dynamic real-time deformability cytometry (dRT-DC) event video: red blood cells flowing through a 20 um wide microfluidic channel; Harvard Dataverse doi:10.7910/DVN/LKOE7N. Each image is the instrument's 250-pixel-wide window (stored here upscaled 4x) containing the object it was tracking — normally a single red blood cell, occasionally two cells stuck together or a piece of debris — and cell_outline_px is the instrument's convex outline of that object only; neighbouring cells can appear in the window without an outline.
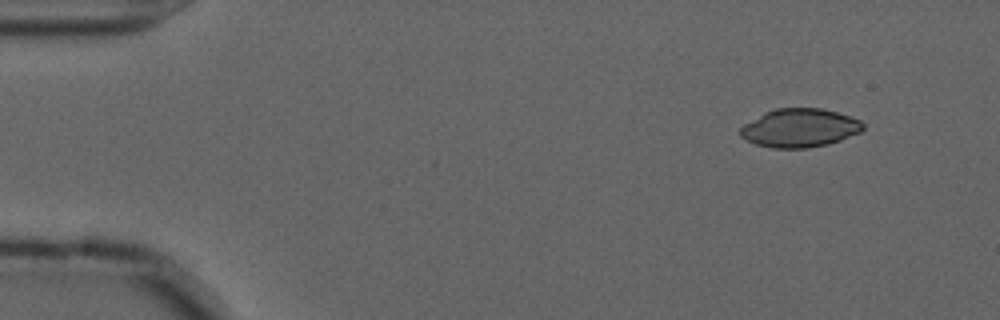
{"species": "common noctule bat (a hibernating species)", "species_latin": "Nyctalus noctula", "temperature_condition": "cold", "stored_images_in_passage": 16, "camera_frame_rate_fps": 3000, "um_per_image_px": 0.085, "animal": {"sex": "male", "forearm_length_mm": 52.5}, "frame": {"image": 1, "passage_image": 1, "time_ms": 0.0, "image_size_px": [1000, 320], "cell_outline_px": [[864, 128], [860, 132], [840, 140], [828, 144], [808, 148], [772, 148], [756, 144], [740, 136], [740, 128], [744, 124], [764, 112], [776, 108], [820, 108], [836, 112], [860, 120], [864, 124]], "centroid_in_image_um": [67.96, 10.88], "position_along_channel_um": 17.0, "area_um2": 27.46}}